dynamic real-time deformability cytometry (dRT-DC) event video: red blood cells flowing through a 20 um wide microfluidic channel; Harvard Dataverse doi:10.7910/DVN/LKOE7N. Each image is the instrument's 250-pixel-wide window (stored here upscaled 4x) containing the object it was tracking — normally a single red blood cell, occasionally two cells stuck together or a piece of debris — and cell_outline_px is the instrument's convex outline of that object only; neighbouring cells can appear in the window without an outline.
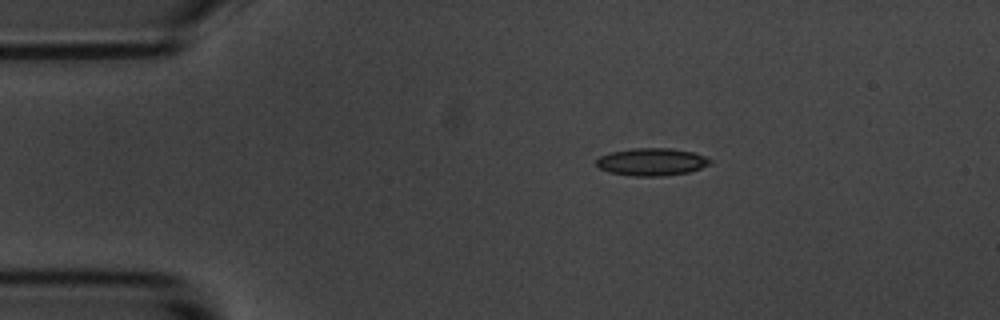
{"species": "common noctule bat (a hibernating species)", "species_latin": "Nyctalus noctula", "temperature_condition": "room temperature", "stored_images_in_passage": 4, "camera_frame_rate_fps": 3000, "um_per_image_px": 0.085, "animal": {"sex": "male", "body_mass_g": 20.1, "forearm_length_mm": 53.5}, "frame": {"image": 1, "passage_image": 1, "time_ms": 0.0, "image_size_px": [1000, 320], "cell_outline_px": [[712, 160], [708, 164], [700, 168], [688, 172], [664, 176], [636, 176], [608, 172], [600, 168], [596, 164], [596, 160], [600, 156], [612, 152], [636, 148], [668, 148], [692, 152], [704, 156]], "centroid_in_image_um": [55.38, 13.76], "position_along_channel_um": 29.6, "area_um2": 17.98}}
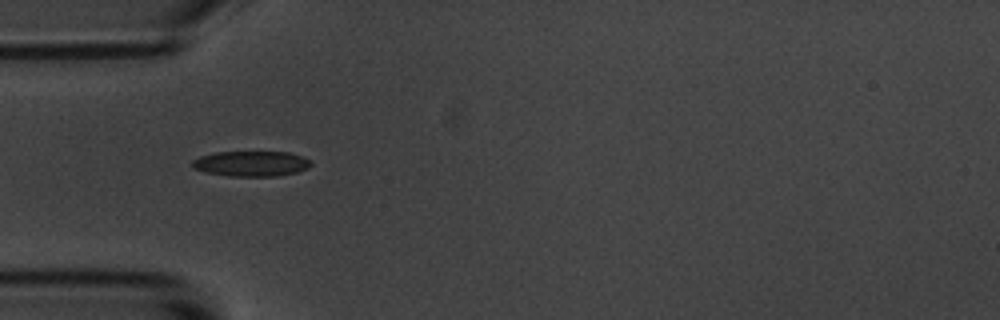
{"frame": {"image": 2, "passage_image": 3, "time_ms": 2.333, "image_size_px": [1000, 320], "cell_outline_px": [[312, 164], [308, 168], [296, 172], [276, 176], [228, 176], [204, 172], [192, 168], [192, 160], [200, 156], [216, 152], [288, 152], [312, 160]], "centroid_in_image_um": [21.34, 13.91], "position_along_channel_um": 63.7, "area_um2": 17.57}}